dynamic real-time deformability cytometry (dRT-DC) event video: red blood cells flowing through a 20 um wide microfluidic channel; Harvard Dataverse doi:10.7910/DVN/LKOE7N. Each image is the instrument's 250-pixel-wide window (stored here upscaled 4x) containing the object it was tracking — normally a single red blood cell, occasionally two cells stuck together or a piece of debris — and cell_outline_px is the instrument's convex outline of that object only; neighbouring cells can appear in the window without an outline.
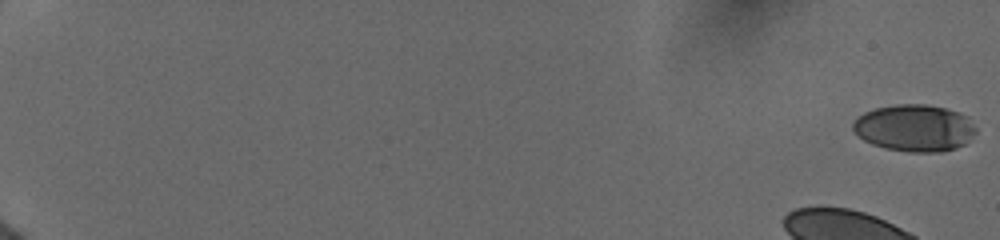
{"species": "human", "species_latin": "Homo sapiens", "temperature_condition": "cold", "stored_images_in_passage": 19, "camera_frame_rate_fps": 3000, "um_per_image_px": 0.085, "donor": {"sex": "female"}, "frame": {"image": 1, "passage_image": 1, "time_ms": 0.0, "image_size_px": [1000, 240], "cell_outline_px": [[976, 132], [964, 144], [956, 148], [940, 152], [908, 152], [884, 148], [872, 144], [864, 140], [852, 128], [852, 124], [856, 116], [864, 112], [876, 108], [896, 104], [924, 104], [944, 108], [960, 112], [968, 116], [976, 128]], "centroid_in_image_um": [77.73, 10.87], "position_along_channel_um": 7.3, "area_um2": 33.76}}